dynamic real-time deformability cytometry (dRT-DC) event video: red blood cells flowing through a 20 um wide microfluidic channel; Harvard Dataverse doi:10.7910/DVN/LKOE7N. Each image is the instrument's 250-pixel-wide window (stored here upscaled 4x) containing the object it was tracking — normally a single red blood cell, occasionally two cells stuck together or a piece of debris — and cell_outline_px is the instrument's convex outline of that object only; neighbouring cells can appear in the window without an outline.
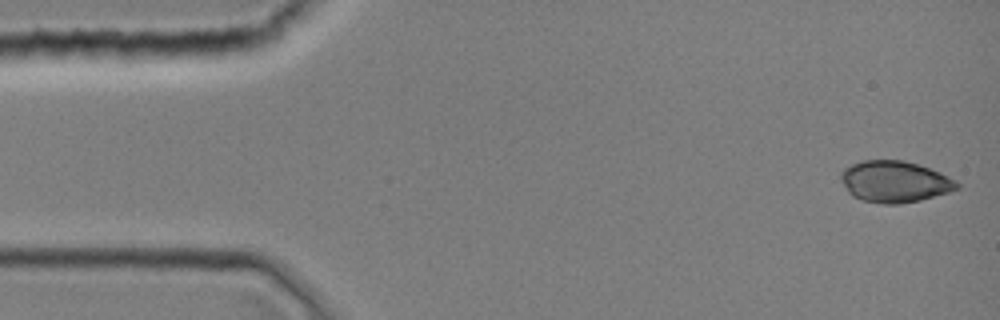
{"species": "common noctule bat (a hibernating species)", "species_latin": "Nyctalus noctula", "temperature_condition": "room temperature", "stored_images_in_passage": 38, "camera_frame_rate_fps": 3000, "um_per_image_px": 0.085, "animal": {"sex": "female", "body_mass_g": 19.0, "forearm_length_mm": 51.5}, "frame": {"image": 1, "passage_image": 1, "time_ms": 0.0, "image_size_px": [1000, 320], "cell_outline_px": [[960, 188], [948, 192], [920, 200], [900, 204], [884, 204], [860, 200], [852, 196], [848, 192], [840, 180], [840, 172], [844, 168], [852, 164], [864, 160], [904, 160], [940, 172], [956, 180], [960, 184]], "centroid_in_image_um": [76.03, 15.44], "position_along_channel_um": 9.0, "area_um2": 28.15}}
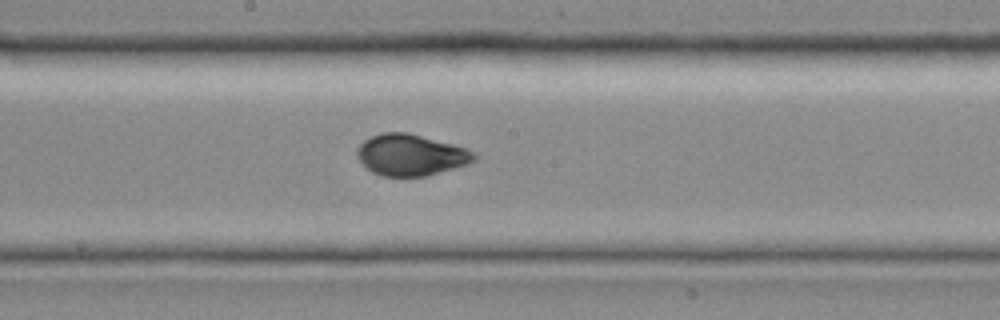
{"frame": {"image": 2, "passage_image": 20, "time_ms": 6.333, "image_size_px": [1000, 320], "cell_outline_px": [[476, 160], [468, 164], [424, 176], [380, 176], [372, 172], [356, 156], [356, 148], [364, 140], [380, 132], [408, 132], [452, 144], [476, 152]], "centroid_in_image_um": [34.9, 13.16], "position_along_channel_um": 213.3, "area_um2": 28.09}}
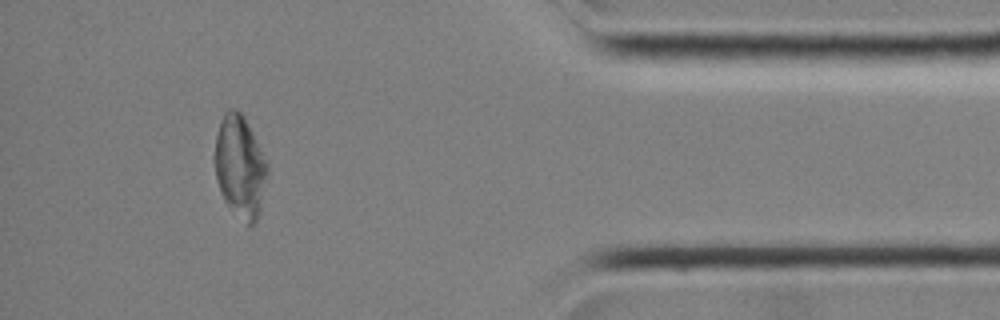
{"frame": {"image": 3, "passage_image": 34, "time_ms": 11.0, "image_size_px": [1000, 320], "cell_outline_px": [[268, 172], [260, 212], [252, 228], [228, 208], [220, 192], [212, 160], [212, 156], [216, 136], [220, 120], [224, 112], [228, 108], [236, 108], [244, 116], [268, 164]], "centroid_in_image_um": [20.37, 14.16], "position_along_channel_um": 414.8, "area_um2": 31.91}}